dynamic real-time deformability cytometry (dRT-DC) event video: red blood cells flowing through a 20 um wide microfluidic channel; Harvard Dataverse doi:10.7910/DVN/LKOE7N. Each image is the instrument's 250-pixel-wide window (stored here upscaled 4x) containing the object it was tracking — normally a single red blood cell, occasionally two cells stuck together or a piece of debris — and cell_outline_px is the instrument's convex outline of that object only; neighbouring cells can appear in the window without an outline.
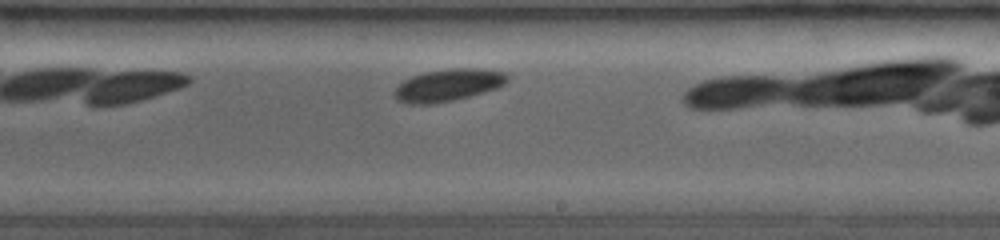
{"species": "common noctule bat (a hibernating species)", "species_latin": "Nyctalus noctula", "temperature_condition": "room temperature", "stored_images_in_passage": 28, "camera_frame_rate_fps": 3500, "um_per_image_px": 0.085, "animal": {"sex": "female", "body_mass_g": 19.0, "forearm_length_mm": 53.3}, "frame": {"image": 1, "passage_image": 16, "time_ms": 4.571, "image_size_px": [1000, 240], "cell_outline_px": [[508, 80], [504, 84], [496, 88], [468, 96], [428, 104], [412, 104], [400, 100], [396, 96], [396, 88], [404, 80], [412, 76], [424, 72], [452, 68], [484, 68], [508, 72]], "centroid_in_image_um": [38.16, 7.19], "position_along_channel_um": 250.8, "area_um2": 20.75}}